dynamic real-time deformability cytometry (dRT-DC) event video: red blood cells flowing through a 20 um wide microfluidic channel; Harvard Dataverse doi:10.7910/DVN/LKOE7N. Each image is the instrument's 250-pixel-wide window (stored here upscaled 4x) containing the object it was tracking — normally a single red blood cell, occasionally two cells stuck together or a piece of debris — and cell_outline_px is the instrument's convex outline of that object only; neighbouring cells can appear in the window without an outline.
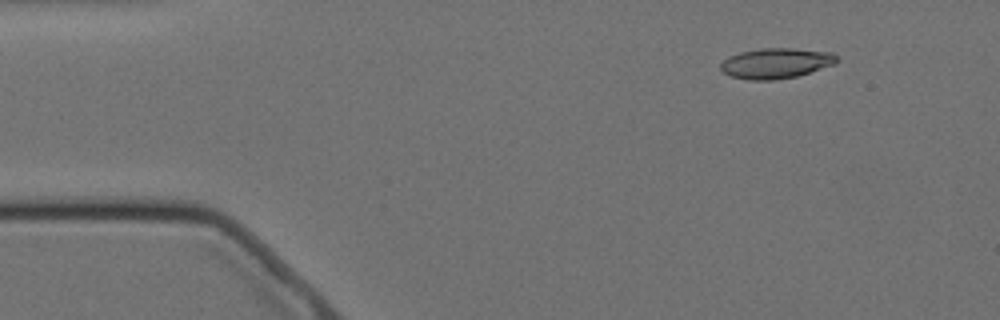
{"species": "Egyptian fruit bat (a non-hibernating species)", "species_latin": "Rousettus aegyptiacus", "temperature_condition": "cold", "stored_images_in_passage": 7, "camera_frame_rate_fps": 3000, "um_per_image_px": 0.085, "animal": {"sex": "female"}, "frame": {"image": 1, "passage_image": 2, "time_ms": 1.0, "image_size_px": [1000, 320], "cell_outline_px": [[836, 64], [796, 76], [776, 80], [748, 80], [732, 76], [724, 72], [720, 68], [720, 64], [728, 56], [740, 52], [760, 48], [792, 48], [832, 52], [836, 56]], "centroid_in_image_um": [65.94, 5.37], "position_along_channel_um": 19.1, "area_um2": 20.52}}
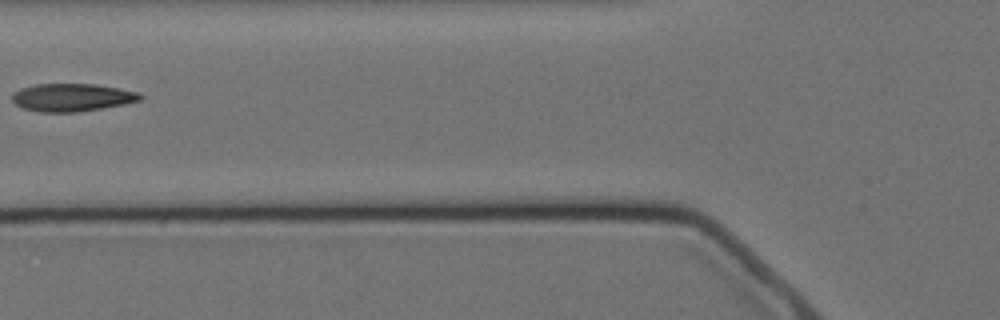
{"frame": {"image": 2, "passage_image": 6, "time_ms": 6.0, "image_size_px": [1000, 320], "cell_outline_px": [[144, 96], [140, 100], [124, 104], [80, 112], [40, 112], [24, 108], [16, 104], [12, 100], [12, 92], [20, 88], [36, 84], [96, 84], [140, 92]], "centroid_in_image_um": [6.13, 8.28], "position_along_channel_um": 119.7, "area_um2": 20.87}}
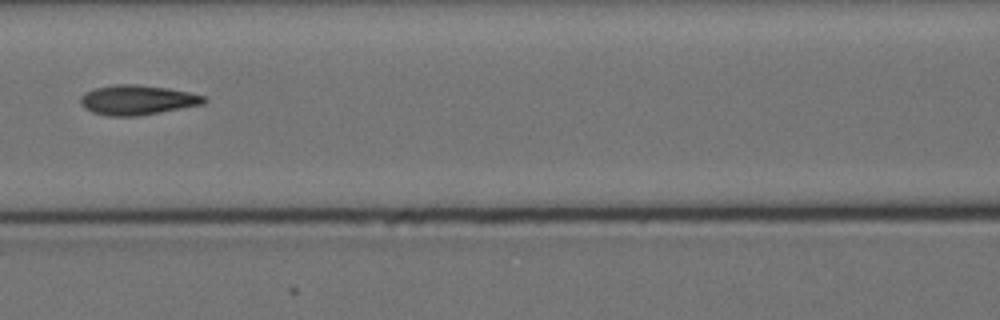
{"frame": {"image": 3, "passage_image": 7, "time_ms": 7.0, "image_size_px": [1000, 320], "cell_outline_px": [[208, 100], [204, 104], [160, 112], [136, 116], [112, 116], [92, 112], [84, 108], [80, 104], [80, 96], [96, 88], [112, 84], [140, 84], [168, 88], [188, 92], [204, 96]], "centroid_in_image_um": [11.67, 8.49], "position_along_channel_um": 154.9, "area_um2": 21.39}}